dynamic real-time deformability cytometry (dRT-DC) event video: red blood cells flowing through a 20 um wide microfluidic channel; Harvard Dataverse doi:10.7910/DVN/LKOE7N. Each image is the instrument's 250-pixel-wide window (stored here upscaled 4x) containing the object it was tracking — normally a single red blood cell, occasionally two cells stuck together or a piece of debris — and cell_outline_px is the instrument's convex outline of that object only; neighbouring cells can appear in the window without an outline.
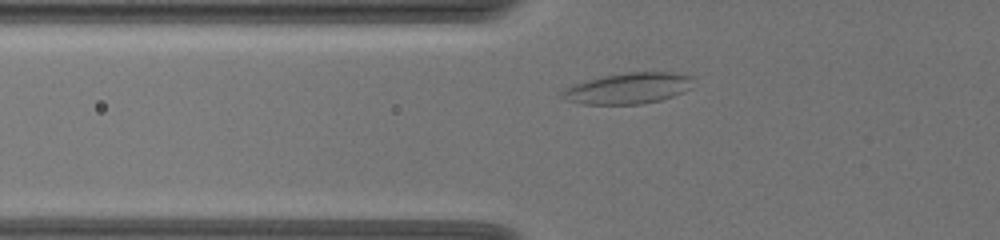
{"species": "common noctule bat (a hibernating species)", "species_latin": "Nyctalus noctula", "temperature_condition": "warm", "stored_images_in_passage": 46, "camera_frame_rate_fps": 3000, "um_per_image_px": 0.085, "animal": {"sex": "female", "body_mass_g": 19.5, "forearm_length_mm": 54.1}, "frame": {"image": 1, "passage_image": 10, "time_ms": 3.0, "image_size_px": [1000, 240], "cell_outline_px": [[692, 80], [688, 88], [672, 96], [660, 100], [640, 104], [584, 104], [568, 100], [560, 96], [560, 92], [572, 84], [600, 76], [628, 72], [668, 72], [692, 76]], "centroid_in_image_um": [53.32, 7.5], "position_along_channel_um": 72.5, "area_um2": 23.41}}
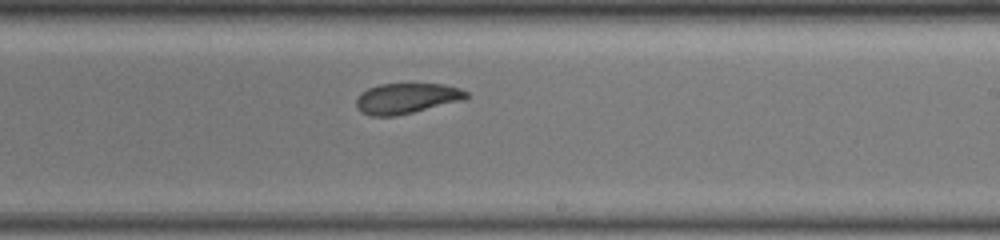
{"frame": {"image": 2, "passage_image": 26, "time_ms": 8.333, "image_size_px": [1000, 240], "cell_outline_px": [[468, 96], [464, 100], [396, 116], [372, 116], [360, 112], [356, 108], [356, 100], [360, 92], [368, 88], [380, 84], [444, 84], [460, 88], [468, 92]], "centroid_in_image_um": [34.54, 8.36], "position_along_channel_um": 254.5, "area_um2": 19.65}}
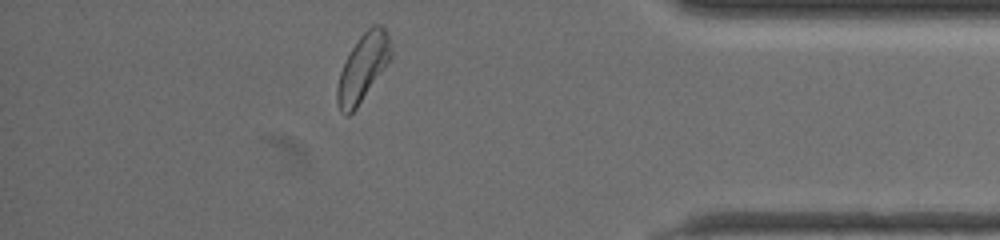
{"frame": {"image": 3, "passage_image": 41, "time_ms": 13.333, "image_size_px": [1000, 240], "cell_outline_px": [[392, 56], [384, 68], [356, 108], [348, 116], [344, 116], [340, 112], [336, 100], [336, 88], [340, 72], [352, 48], [360, 36], [372, 24], [380, 24], [384, 28], [388, 36], [392, 52]], "centroid_in_image_um": [30.82, 5.77], "position_along_channel_um": 404.4, "area_um2": 20.69}}